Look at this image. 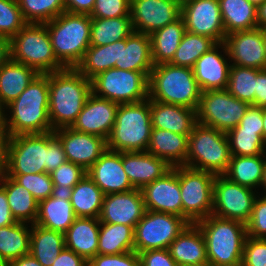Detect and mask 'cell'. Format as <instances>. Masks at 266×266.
<instances>
[{
	"instance_id": "cell-1",
	"label": "cell",
	"mask_w": 266,
	"mask_h": 266,
	"mask_svg": "<svg viewBox=\"0 0 266 266\" xmlns=\"http://www.w3.org/2000/svg\"><path fill=\"white\" fill-rule=\"evenodd\" d=\"M4 128L10 136L53 131L49 120V73L39 74L6 108Z\"/></svg>"
},
{
	"instance_id": "cell-2",
	"label": "cell",
	"mask_w": 266,
	"mask_h": 266,
	"mask_svg": "<svg viewBox=\"0 0 266 266\" xmlns=\"http://www.w3.org/2000/svg\"><path fill=\"white\" fill-rule=\"evenodd\" d=\"M91 93V80L76 68L49 73V120L53 131L71 127Z\"/></svg>"
},
{
	"instance_id": "cell-3",
	"label": "cell",
	"mask_w": 266,
	"mask_h": 266,
	"mask_svg": "<svg viewBox=\"0 0 266 266\" xmlns=\"http://www.w3.org/2000/svg\"><path fill=\"white\" fill-rule=\"evenodd\" d=\"M195 224L203 234L208 262L212 266H242L247 237L245 224L214 215Z\"/></svg>"
},
{
	"instance_id": "cell-4",
	"label": "cell",
	"mask_w": 266,
	"mask_h": 266,
	"mask_svg": "<svg viewBox=\"0 0 266 266\" xmlns=\"http://www.w3.org/2000/svg\"><path fill=\"white\" fill-rule=\"evenodd\" d=\"M200 97L193 68L170 63L154 65L149 75V99L197 110Z\"/></svg>"
},
{
	"instance_id": "cell-5",
	"label": "cell",
	"mask_w": 266,
	"mask_h": 266,
	"mask_svg": "<svg viewBox=\"0 0 266 266\" xmlns=\"http://www.w3.org/2000/svg\"><path fill=\"white\" fill-rule=\"evenodd\" d=\"M45 24L57 60L65 68H75L90 47V15L65 11Z\"/></svg>"
},
{
	"instance_id": "cell-6",
	"label": "cell",
	"mask_w": 266,
	"mask_h": 266,
	"mask_svg": "<svg viewBox=\"0 0 266 266\" xmlns=\"http://www.w3.org/2000/svg\"><path fill=\"white\" fill-rule=\"evenodd\" d=\"M152 131L150 99L119 104L107 149L114 152H145Z\"/></svg>"
},
{
	"instance_id": "cell-7",
	"label": "cell",
	"mask_w": 266,
	"mask_h": 266,
	"mask_svg": "<svg viewBox=\"0 0 266 266\" xmlns=\"http://www.w3.org/2000/svg\"><path fill=\"white\" fill-rule=\"evenodd\" d=\"M230 159L227 133L197 123L189 134L186 166L223 175Z\"/></svg>"
},
{
	"instance_id": "cell-8",
	"label": "cell",
	"mask_w": 266,
	"mask_h": 266,
	"mask_svg": "<svg viewBox=\"0 0 266 266\" xmlns=\"http://www.w3.org/2000/svg\"><path fill=\"white\" fill-rule=\"evenodd\" d=\"M11 59L47 74L65 67L54 55L46 24L27 23L10 40Z\"/></svg>"
},
{
	"instance_id": "cell-9",
	"label": "cell",
	"mask_w": 266,
	"mask_h": 266,
	"mask_svg": "<svg viewBox=\"0 0 266 266\" xmlns=\"http://www.w3.org/2000/svg\"><path fill=\"white\" fill-rule=\"evenodd\" d=\"M148 84L149 76L144 72L110 68L91 79V90L118 104L137 103L148 98Z\"/></svg>"
},
{
	"instance_id": "cell-10",
	"label": "cell",
	"mask_w": 266,
	"mask_h": 266,
	"mask_svg": "<svg viewBox=\"0 0 266 266\" xmlns=\"http://www.w3.org/2000/svg\"><path fill=\"white\" fill-rule=\"evenodd\" d=\"M216 174L179 166L182 217L190 224L212 215L213 184Z\"/></svg>"
},
{
	"instance_id": "cell-11",
	"label": "cell",
	"mask_w": 266,
	"mask_h": 266,
	"mask_svg": "<svg viewBox=\"0 0 266 266\" xmlns=\"http://www.w3.org/2000/svg\"><path fill=\"white\" fill-rule=\"evenodd\" d=\"M250 104L237 99L227 89L201 92L196 110L197 123L228 133L239 125Z\"/></svg>"
},
{
	"instance_id": "cell-12",
	"label": "cell",
	"mask_w": 266,
	"mask_h": 266,
	"mask_svg": "<svg viewBox=\"0 0 266 266\" xmlns=\"http://www.w3.org/2000/svg\"><path fill=\"white\" fill-rule=\"evenodd\" d=\"M189 224L175 214L146 210L134 229V251L168 249Z\"/></svg>"
},
{
	"instance_id": "cell-13",
	"label": "cell",
	"mask_w": 266,
	"mask_h": 266,
	"mask_svg": "<svg viewBox=\"0 0 266 266\" xmlns=\"http://www.w3.org/2000/svg\"><path fill=\"white\" fill-rule=\"evenodd\" d=\"M48 133L11 136L5 174L47 173Z\"/></svg>"
},
{
	"instance_id": "cell-14",
	"label": "cell",
	"mask_w": 266,
	"mask_h": 266,
	"mask_svg": "<svg viewBox=\"0 0 266 266\" xmlns=\"http://www.w3.org/2000/svg\"><path fill=\"white\" fill-rule=\"evenodd\" d=\"M253 189L230 181L224 175H216L213 184L212 215L247 224L256 199Z\"/></svg>"
},
{
	"instance_id": "cell-15",
	"label": "cell",
	"mask_w": 266,
	"mask_h": 266,
	"mask_svg": "<svg viewBox=\"0 0 266 266\" xmlns=\"http://www.w3.org/2000/svg\"><path fill=\"white\" fill-rule=\"evenodd\" d=\"M186 31L224 42L226 33L218 0H187L181 3Z\"/></svg>"
},
{
	"instance_id": "cell-16",
	"label": "cell",
	"mask_w": 266,
	"mask_h": 266,
	"mask_svg": "<svg viewBox=\"0 0 266 266\" xmlns=\"http://www.w3.org/2000/svg\"><path fill=\"white\" fill-rule=\"evenodd\" d=\"M130 16L134 32L151 35L181 17L177 0H131Z\"/></svg>"
},
{
	"instance_id": "cell-17",
	"label": "cell",
	"mask_w": 266,
	"mask_h": 266,
	"mask_svg": "<svg viewBox=\"0 0 266 266\" xmlns=\"http://www.w3.org/2000/svg\"><path fill=\"white\" fill-rule=\"evenodd\" d=\"M224 52L232 65L266 69V50L263 29L235 31L226 35L223 42Z\"/></svg>"
},
{
	"instance_id": "cell-18",
	"label": "cell",
	"mask_w": 266,
	"mask_h": 266,
	"mask_svg": "<svg viewBox=\"0 0 266 266\" xmlns=\"http://www.w3.org/2000/svg\"><path fill=\"white\" fill-rule=\"evenodd\" d=\"M119 104L91 93L71 128L75 131L109 138Z\"/></svg>"
},
{
	"instance_id": "cell-19",
	"label": "cell",
	"mask_w": 266,
	"mask_h": 266,
	"mask_svg": "<svg viewBox=\"0 0 266 266\" xmlns=\"http://www.w3.org/2000/svg\"><path fill=\"white\" fill-rule=\"evenodd\" d=\"M63 144L67 161L82 166L86 171L107 149V141L99 136L82 133L71 127L54 131Z\"/></svg>"
},
{
	"instance_id": "cell-20",
	"label": "cell",
	"mask_w": 266,
	"mask_h": 266,
	"mask_svg": "<svg viewBox=\"0 0 266 266\" xmlns=\"http://www.w3.org/2000/svg\"><path fill=\"white\" fill-rule=\"evenodd\" d=\"M141 191L146 210L182 217L179 166L172 167L162 178L145 185Z\"/></svg>"
},
{
	"instance_id": "cell-21",
	"label": "cell",
	"mask_w": 266,
	"mask_h": 266,
	"mask_svg": "<svg viewBox=\"0 0 266 266\" xmlns=\"http://www.w3.org/2000/svg\"><path fill=\"white\" fill-rule=\"evenodd\" d=\"M146 212L141 189L105 195L99 221L123 224L135 229Z\"/></svg>"
},
{
	"instance_id": "cell-22",
	"label": "cell",
	"mask_w": 266,
	"mask_h": 266,
	"mask_svg": "<svg viewBox=\"0 0 266 266\" xmlns=\"http://www.w3.org/2000/svg\"><path fill=\"white\" fill-rule=\"evenodd\" d=\"M87 175L105 195L135 189L123 169L122 152L106 149L100 158L87 170Z\"/></svg>"
},
{
	"instance_id": "cell-23",
	"label": "cell",
	"mask_w": 266,
	"mask_h": 266,
	"mask_svg": "<svg viewBox=\"0 0 266 266\" xmlns=\"http://www.w3.org/2000/svg\"><path fill=\"white\" fill-rule=\"evenodd\" d=\"M122 164L130 183L136 189H142L145 185L162 178L172 169L165 160L147 151L122 152Z\"/></svg>"
},
{
	"instance_id": "cell-24",
	"label": "cell",
	"mask_w": 266,
	"mask_h": 266,
	"mask_svg": "<svg viewBox=\"0 0 266 266\" xmlns=\"http://www.w3.org/2000/svg\"><path fill=\"white\" fill-rule=\"evenodd\" d=\"M220 47H223V42L205 52L193 67L194 77L201 92L227 88L231 65L227 63V58L218 53Z\"/></svg>"
},
{
	"instance_id": "cell-25",
	"label": "cell",
	"mask_w": 266,
	"mask_h": 266,
	"mask_svg": "<svg viewBox=\"0 0 266 266\" xmlns=\"http://www.w3.org/2000/svg\"><path fill=\"white\" fill-rule=\"evenodd\" d=\"M150 115L152 128L169 130L177 134H190L197 124L195 109L151 99Z\"/></svg>"
},
{
	"instance_id": "cell-26",
	"label": "cell",
	"mask_w": 266,
	"mask_h": 266,
	"mask_svg": "<svg viewBox=\"0 0 266 266\" xmlns=\"http://www.w3.org/2000/svg\"><path fill=\"white\" fill-rule=\"evenodd\" d=\"M153 67L150 35L133 32L120 40L119 60L114 68L144 72L149 76Z\"/></svg>"
},
{
	"instance_id": "cell-27",
	"label": "cell",
	"mask_w": 266,
	"mask_h": 266,
	"mask_svg": "<svg viewBox=\"0 0 266 266\" xmlns=\"http://www.w3.org/2000/svg\"><path fill=\"white\" fill-rule=\"evenodd\" d=\"M75 219L76 215L68 193L55 192L47 199L38 202V214L35 224L65 233Z\"/></svg>"
},
{
	"instance_id": "cell-28",
	"label": "cell",
	"mask_w": 266,
	"mask_h": 266,
	"mask_svg": "<svg viewBox=\"0 0 266 266\" xmlns=\"http://www.w3.org/2000/svg\"><path fill=\"white\" fill-rule=\"evenodd\" d=\"M189 134L152 128L147 152L165 160L171 167L186 166Z\"/></svg>"
},
{
	"instance_id": "cell-29",
	"label": "cell",
	"mask_w": 266,
	"mask_h": 266,
	"mask_svg": "<svg viewBox=\"0 0 266 266\" xmlns=\"http://www.w3.org/2000/svg\"><path fill=\"white\" fill-rule=\"evenodd\" d=\"M99 230V218L76 217L64 233L65 247L89 261L97 255Z\"/></svg>"
},
{
	"instance_id": "cell-30",
	"label": "cell",
	"mask_w": 266,
	"mask_h": 266,
	"mask_svg": "<svg viewBox=\"0 0 266 266\" xmlns=\"http://www.w3.org/2000/svg\"><path fill=\"white\" fill-rule=\"evenodd\" d=\"M179 266L208 262L206 243L200 228L189 224L168 247Z\"/></svg>"
},
{
	"instance_id": "cell-31",
	"label": "cell",
	"mask_w": 266,
	"mask_h": 266,
	"mask_svg": "<svg viewBox=\"0 0 266 266\" xmlns=\"http://www.w3.org/2000/svg\"><path fill=\"white\" fill-rule=\"evenodd\" d=\"M39 75L31 67L11 58L0 66V104L6 107Z\"/></svg>"
},
{
	"instance_id": "cell-32",
	"label": "cell",
	"mask_w": 266,
	"mask_h": 266,
	"mask_svg": "<svg viewBox=\"0 0 266 266\" xmlns=\"http://www.w3.org/2000/svg\"><path fill=\"white\" fill-rule=\"evenodd\" d=\"M185 32V22L181 16L178 20L150 35L151 56L154 65L172 61Z\"/></svg>"
},
{
	"instance_id": "cell-33",
	"label": "cell",
	"mask_w": 266,
	"mask_h": 266,
	"mask_svg": "<svg viewBox=\"0 0 266 266\" xmlns=\"http://www.w3.org/2000/svg\"><path fill=\"white\" fill-rule=\"evenodd\" d=\"M0 185L5 189L12 215L17 222L35 224L38 201L30 191L8 175L0 176Z\"/></svg>"
},
{
	"instance_id": "cell-34",
	"label": "cell",
	"mask_w": 266,
	"mask_h": 266,
	"mask_svg": "<svg viewBox=\"0 0 266 266\" xmlns=\"http://www.w3.org/2000/svg\"><path fill=\"white\" fill-rule=\"evenodd\" d=\"M30 254L42 265L52 266L65 247L64 233L31 225Z\"/></svg>"
},
{
	"instance_id": "cell-35",
	"label": "cell",
	"mask_w": 266,
	"mask_h": 266,
	"mask_svg": "<svg viewBox=\"0 0 266 266\" xmlns=\"http://www.w3.org/2000/svg\"><path fill=\"white\" fill-rule=\"evenodd\" d=\"M68 194L76 217L99 218L105 194L87 174Z\"/></svg>"
},
{
	"instance_id": "cell-36",
	"label": "cell",
	"mask_w": 266,
	"mask_h": 266,
	"mask_svg": "<svg viewBox=\"0 0 266 266\" xmlns=\"http://www.w3.org/2000/svg\"><path fill=\"white\" fill-rule=\"evenodd\" d=\"M226 35L257 28V8L248 0H218Z\"/></svg>"
},
{
	"instance_id": "cell-37",
	"label": "cell",
	"mask_w": 266,
	"mask_h": 266,
	"mask_svg": "<svg viewBox=\"0 0 266 266\" xmlns=\"http://www.w3.org/2000/svg\"><path fill=\"white\" fill-rule=\"evenodd\" d=\"M264 155L231 156L229 167L223 175L234 183L254 189L261 185L263 179L266 165Z\"/></svg>"
},
{
	"instance_id": "cell-38",
	"label": "cell",
	"mask_w": 266,
	"mask_h": 266,
	"mask_svg": "<svg viewBox=\"0 0 266 266\" xmlns=\"http://www.w3.org/2000/svg\"><path fill=\"white\" fill-rule=\"evenodd\" d=\"M133 32L131 16L91 18L90 45H108L126 39Z\"/></svg>"
},
{
	"instance_id": "cell-39",
	"label": "cell",
	"mask_w": 266,
	"mask_h": 266,
	"mask_svg": "<svg viewBox=\"0 0 266 266\" xmlns=\"http://www.w3.org/2000/svg\"><path fill=\"white\" fill-rule=\"evenodd\" d=\"M130 251H134L133 227L100 222L97 254H120Z\"/></svg>"
},
{
	"instance_id": "cell-40",
	"label": "cell",
	"mask_w": 266,
	"mask_h": 266,
	"mask_svg": "<svg viewBox=\"0 0 266 266\" xmlns=\"http://www.w3.org/2000/svg\"><path fill=\"white\" fill-rule=\"evenodd\" d=\"M26 225L17 222L0 227V254L6 262L30 254L31 230Z\"/></svg>"
},
{
	"instance_id": "cell-41",
	"label": "cell",
	"mask_w": 266,
	"mask_h": 266,
	"mask_svg": "<svg viewBox=\"0 0 266 266\" xmlns=\"http://www.w3.org/2000/svg\"><path fill=\"white\" fill-rule=\"evenodd\" d=\"M216 44L209 37L186 31L170 64L193 68L196 61Z\"/></svg>"
},
{
	"instance_id": "cell-42",
	"label": "cell",
	"mask_w": 266,
	"mask_h": 266,
	"mask_svg": "<svg viewBox=\"0 0 266 266\" xmlns=\"http://www.w3.org/2000/svg\"><path fill=\"white\" fill-rule=\"evenodd\" d=\"M26 23L45 24L66 11L64 0H17Z\"/></svg>"
},
{
	"instance_id": "cell-43",
	"label": "cell",
	"mask_w": 266,
	"mask_h": 266,
	"mask_svg": "<svg viewBox=\"0 0 266 266\" xmlns=\"http://www.w3.org/2000/svg\"><path fill=\"white\" fill-rule=\"evenodd\" d=\"M260 71L261 70L257 68L231 65L226 89L237 99L251 105L254 102L256 75Z\"/></svg>"
},
{
	"instance_id": "cell-44",
	"label": "cell",
	"mask_w": 266,
	"mask_h": 266,
	"mask_svg": "<svg viewBox=\"0 0 266 266\" xmlns=\"http://www.w3.org/2000/svg\"><path fill=\"white\" fill-rule=\"evenodd\" d=\"M231 156L266 154V143L258 131L233 128L227 133Z\"/></svg>"
},
{
	"instance_id": "cell-45",
	"label": "cell",
	"mask_w": 266,
	"mask_h": 266,
	"mask_svg": "<svg viewBox=\"0 0 266 266\" xmlns=\"http://www.w3.org/2000/svg\"><path fill=\"white\" fill-rule=\"evenodd\" d=\"M75 68L89 80L99 73L109 70V44L104 46L90 45Z\"/></svg>"
},
{
	"instance_id": "cell-46",
	"label": "cell",
	"mask_w": 266,
	"mask_h": 266,
	"mask_svg": "<svg viewBox=\"0 0 266 266\" xmlns=\"http://www.w3.org/2000/svg\"><path fill=\"white\" fill-rule=\"evenodd\" d=\"M12 177L17 183L25 187L31 192L33 197L38 201L47 199L56 191L52 182L50 174L36 173V174H5Z\"/></svg>"
},
{
	"instance_id": "cell-47",
	"label": "cell",
	"mask_w": 266,
	"mask_h": 266,
	"mask_svg": "<svg viewBox=\"0 0 266 266\" xmlns=\"http://www.w3.org/2000/svg\"><path fill=\"white\" fill-rule=\"evenodd\" d=\"M27 23L17 0H0V35L12 39Z\"/></svg>"
},
{
	"instance_id": "cell-48",
	"label": "cell",
	"mask_w": 266,
	"mask_h": 266,
	"mask_svg": "<svg viewBox=\"0 0 266 266\" xmlns=\"http://www.w3.org/2000/svg\"><path fill=\"white\" fill-rule=\"evenodd\" d=\"M86 174L87 171L82 166L66 161L50 176L56 192L68 193Z\"/></svg>"
},
{
	"instance_id": "cell-49",
	"label": "cell",
	"mask_w": 266,
	"mask_h": 266,
	"mask_svg": "<svg viewBox=\"0 0 266 266\" xmlns=\"http://www.w3.org/2000/svg\"><path fill=\"white\" fill-rule=\"evenodd\" d=\"M131 0H95L91 18H117L130 16Z\"/></svg>"
},
{
	"instance_id": "cell-50",
	"label": "cell",
	"mask_w": 266,
	"mask_h": 266,
	"mask_svg": "<svg viewBox=\"0 0 266 266\" xmlns=\"http://www.w3.org/2000/svg\"><path fill=\"white\" fill-rule=\"evenodd\" d=\"M246 230L247 236L266 238V195L258 199L256 197Z\"/></svg>"
},
{
	"instance_id": "cell-51",
	"label": "cell",
	"mask_w": 266,
	"mask_h": 266,
	"mask_svg": "<svg viewBox=\"0 0 266 266\" xmlns=\"http://www.w3.org/2000/svg\"><path fill=\"white\" fill-rule=\"evenodd\" d=\"M242 266H266V238L246 237Z\"/></svg>"
},
{
	"instance_id": "cell-52",
	"label": "cell",
	"mask_w": 266,
	"mask_h": 266,
	"mask_svg": "<svg viewBox=\"0 0 266 266\" xmlns=\"http://www.w3.org/2000/svg\"><path fill=\"white\" fill-rule=\"evenodd\" d=\"M88 266H140V256L135 251L120 254H97L88 261Z\"/></svg>"
},
{
	"instance_id": "cell-53",
	"label": "cell",
	"mask_w": 266,
	"mask_h": 266,
	"mask_svg": "<svg viewBox=\"0 0 266 266\" xmlns=\"http://www.w3.org/2000/svg\"><path fill=\"white\" fill-rule=\"evenodd\" d=\"M67 161L63 144L55 136L54 131L48 132V164L47 174L52 173L56 168Z\"/></svg>"
},
{
	"instance_id": "cell-54",
	"label": "cell",
	"mask_w": 266,
	"mask_h": 266,
	"mask_svg": "<svg viewBox=\"0 0 266 266\" xmlns=\"http://www.w3.org/2000/svg\"><path fill=\"white\" fill-rule=\"evenodd\" d=\"M140 266H179L168 249L148 250L139 253Z\"/></svg>"
},
{
	"instance_id": "cell-55",
	"label": "cell",
	"mask_w": 266,
	"mask_h": 266,
	"mask_svg": "<svg viewBox=\"0 0 266 266\" xmlns=\"http://www.w3.org/2000/svg\"><path fill=\"white\" fill-rule=\"evenodd\" d=\"M234 128H243V130L258 131L263 137V108L250 105L245 115Z\"/></svg>"
},
{
	"instance_id": "cell-56",
	"label": "cell",
	"mask_w": 266,
	"mask_h": 266,
	"mask_svg": "<svg viewBox=\"0 0 266 266\" xmlns=\"http://www.w3.org/2000/svg\"><path fill=\"white\" fill-rule=\"evenodd\" d=\"M52 266H88V261L64 247Z\"/></svg>"
},
{
	"instance_id": "cell-57",
	"label": "cell",
	"mask_w": 266,
	"mask_h": 266,
	"mask_svg": "<svg viewBox=\"0 0 266 266\" xmlns=\"http://www.w3.org/2000/svg\"><path fill=\"white\" fill-rule=\"evenodd\" d=\"M251 105L266 108V69L261 70L256 75V90L254 102Z\"/></svg>"
},
{
	"instance_id": "cell-58",
	"label": "cell",
	"mask_w": 266,
	"mask_h": 266,
	"mask_svg": "<svg viewBox=\"0 0 266 266\" xmlns=\"http://www.w3.org/2000/svg\"><path fill=\"white\" fill-rule=\"evenodd\" d=\"M17 223L12 215L5 189L0 185V227Z\"/></svg>"
},
{
	"instance_id": "cell-59",
	"label": "cell",
	"mask_w": 266,
	"mask_h": 266,
	"mask_svg": "<svg viewBox=\"0 0 266 266\" xmlns=\"http://www.w3.org/2000/svg\"><path fill=\"white\" fill-rule=\"evenodd\" d=\"M66 12L90 14L93 10L95 0H64Z\"/></svg>"
},
{
	"instance_id": "cell-60",
	"label": "cell",
	"mask_w": 266,
	"mask_h": 266,
	"mask_svg": "<svg viewBox=\"0 0 266 266\" xmlns=\"http://www.w3.org/2000/svg\"><path fill=\"white\" fill-rule=\"evenodd\" d=\"M10 137L6 129L0 127V176L6 172Z\"/></svg>"
},
{
	"instance_id": "cell-61",
	"label": "cell",
	"mask_w": 266,
	"mask_h": 266,
	"mask_svg": "<svg viewBox=\"0 0 266 266\" xmlns=\"http://www.w3.org/2000/svg\"><path fill=\"white\" fill-rule=\"evenodd\" d=\"M7 266H42L31 254L7 262Z\"/></svg>"
},
{
	"instance_id": "cell-62",
	"label": "cell",
	"mask_w": 266,
	"mask_h": 266,
	"mask_svg": "<svg viewBox=\"0 0 266 266\" xmlns=\"http://www.w3.org/2000/svg\"><path fill=\"white\" fill-rule=\"evenodd\" d=\"M11 58L10 39L0 35V66Z\"/></svg>"
},
{
	"instance_id": "cell-63",
	"label": "cell",
	"mask_w": 266,
	"mask_h": 266,
	"mask_svg": "<svg viewBox=\"0 0 266 266\" xmlns=\"http://www.w3.org/2000/svg\"><path fill=\"white\" fill-rule=\"evenodd\" d=\"M120 54V40L109 44V55H110V68H114L115 63L119 60Z\"/></svg>"
},
{
	"instance_id": "cell-64",
	"label": "cell",
	"mask_w": 266,
	"mask_h": 266,
	"mask_svg": "<svg viewBox=\"0 0 266 266\" xmlns=\"http://www.w3.org/2000/svg\"><path fill=\"white\" fill-rule=\"evenodd\" d=\"M257 28L266 29V1L257 8Z\"/></svg>"
},
{
	"instance_id": "cell-65",
	"label": "cell",
	"mask_w": 266,
	"mask_h": 266,
	"mask_svg": "<svg viewBox=\"0 0 266 266\" xmlns=\"http://www.w3.org/2000/svg\"><path fill=\"white\" fill-rule=\"evenodd\" d=\"M263 140L266 143V108H263Z\"/></svg>"
},
{
	"instance_id": "cell-66",
	"label": "cell",
	"mask_w": 266,
	"mask_h": 266,
	"mask_svg": "<svg viewBox=\"0 0 266 266\" xmlns=\"http://www.w3.org/2000/svg\"><path fill=\"white\" fill-rule=\"evenodd\" d=\"M3 109V106L0 104V127H4L5 110Z\"/></svg>"
},
{
	"instance_id": "cell-67",
	"label": "cell",
	"mask_w": 266,
	"mask_h": 266,
	"mask_svg": "<svg viewBox=\"0 0 266 266\" xmlns=\"http://www.w3.org/2000/svg\"><path fill=\"white\" fill-rule=\"evenodd\" d=\"M265 1L266 0H248V2L251 3V4H253L256 8H258Z\"/></svg>"
},
{
	"instance_id": "cell-68",
	"label": "cell",
	"mask_w": 266,
	"mask_h": 266,
	"mask_svg": "<svg viewBox=\"0 0 266 266\" xmlns=\"http://www.w3.org/2000/svg\"><path fill=\"white\" fill-rule=\"evenodd\" d=\"M261 186H264V188L266 190V165H265V168H264V173H263V179H262V182H261Z\"/></svg>"
},
{
	"instance_id": "cell-69",
	"label": "cell",
	"mask_w": 266,
	"mask_h": 266,
	"mask_svg": "<svg viewBox=\"0 0 266 266\" xmlns=\"http://www.w3.org/2000/svg\"><path fill=\"white\" fill-rule=\"evenodd\" d=\"M186 266H212L209 262L193 264V265H186Z\"/></svg>"
},
{
	"instance_id": "cell-70",
	"label": "cell",
	"mask_w": 266,
	"mask_h": 266,
	"mask_svg": "<svg viewBox=\"0 0 266 266\" xmlns=\"http://www.w3.org/2000/svg\"><path fill=\"white\" fill-rule=\"evenodd\" d=\"M0 266H7L6 260L0 254Z\"/></svg>"
},
{
	"instance_id": "cell-71",
	"label": "cell",
	"mask_w": 266,
	"mask_h": 266,
	"mask_svg": "<svg viewBox=\"0 0 266 266\" xmlns=\"http://www.w3.org/2000/svg\"><path fill=\"white\" fill-rule=\"evenodd\" d=\"M263 36H264V43H265V50H266V29H263Z\"/></svg>"
},
{
	"instance_id": "cell-72",
	"label": "cell",
	"mask_w": 266,
	"mask_h": 266,
	"mask_svg": "<svg viewBox=\"0 0 266 266\" xmlns=\"http://www.w3.org/2000/svg\"><path fill=\"white\" fill-rule=\"evenodd\" d=\"M177 1H179L180 3H183V2H185V1H187V0H177Z\"/></svg>"
}]
</instances>
